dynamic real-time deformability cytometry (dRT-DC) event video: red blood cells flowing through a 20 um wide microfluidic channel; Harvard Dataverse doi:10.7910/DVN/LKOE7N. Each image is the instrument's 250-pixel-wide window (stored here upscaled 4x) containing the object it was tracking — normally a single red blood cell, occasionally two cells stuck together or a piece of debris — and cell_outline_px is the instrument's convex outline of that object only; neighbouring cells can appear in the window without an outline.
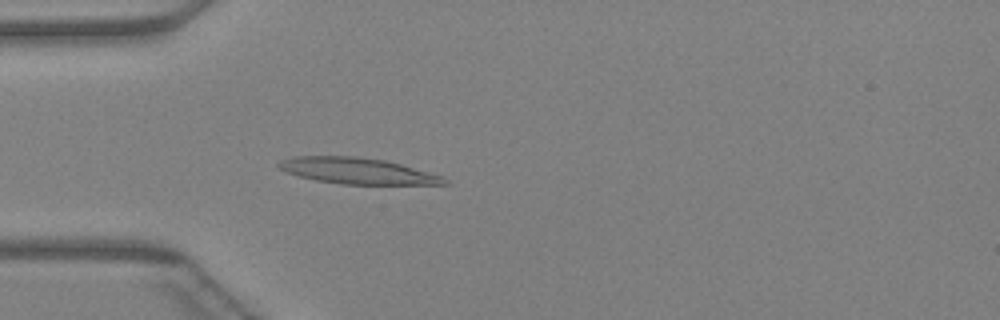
{"species": "Egyptian fruit bat (a non-hibernating species)", "species_latin": "Rousettus aegyptiacus", "temperature_condition": "warm", "stored_images_in_passage": 45, "camera_frame_rate_fps": 3000, "um_per_image_px": 0.085, "animal": {"sex": "female"}, "frame": {"image": 1, "passage_image": 12, "time_ms": 3.667, "image_size_px": [1000, 320], "cell_outline_px": [[452, 184], [340, 184], [316, 180], [296, 176], [280, 168], [276, 164], [280, 160], [296, 156], [356, 156], [384, 160], [400, 164], [444, 176]], "centroid_in_image_um": [30.39, 14.52], "position_along_channel_um": 54.6, "area_um2": 25.14}}
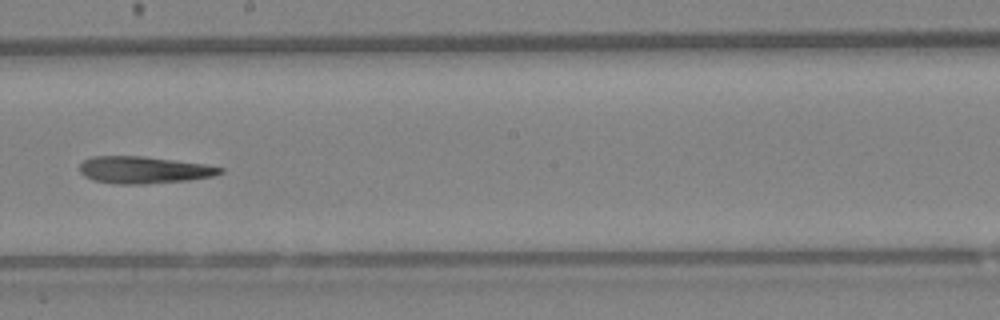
{"frame": {"image": 2, "passage_image": 25, "time_ms": 8.0, "image_size_px": [1000, 320], "cell_outline_px": [[224, 172], [212, 176], [188, 180], [144, 184], [116, 184], [92, 180], [84, 176], [80, 172], [80, 164], [84, 160], [92, 156], [144, 156], [204, 164], [224, 168]], "centroid_in_image_um": [12.2, 14.44], "position_along_channel_um": 236.0, "area_um2": 22.14}}
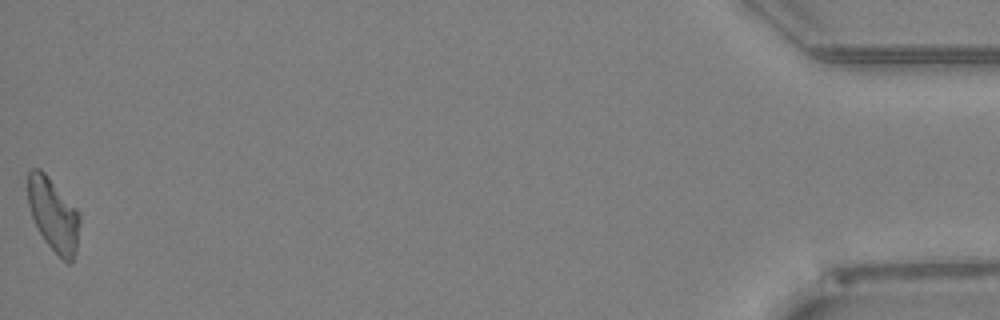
{"frame": {"image": 3, "passage_image": 45, "time_ms": 14.667, "image_size_px": [1000, 320], "cell_outline_px": [[80, 220], [76, 252], [72, 260], [68, 264], [44, 240], [32, 216], [28, 204], [28, 172], [32, 168], [40, 168], [44, 172], [80, 212]], "centroid_in_image_um": [4.55, 18.23], "position_along_channel_um": 430.7, "area_um2": 21.85}}